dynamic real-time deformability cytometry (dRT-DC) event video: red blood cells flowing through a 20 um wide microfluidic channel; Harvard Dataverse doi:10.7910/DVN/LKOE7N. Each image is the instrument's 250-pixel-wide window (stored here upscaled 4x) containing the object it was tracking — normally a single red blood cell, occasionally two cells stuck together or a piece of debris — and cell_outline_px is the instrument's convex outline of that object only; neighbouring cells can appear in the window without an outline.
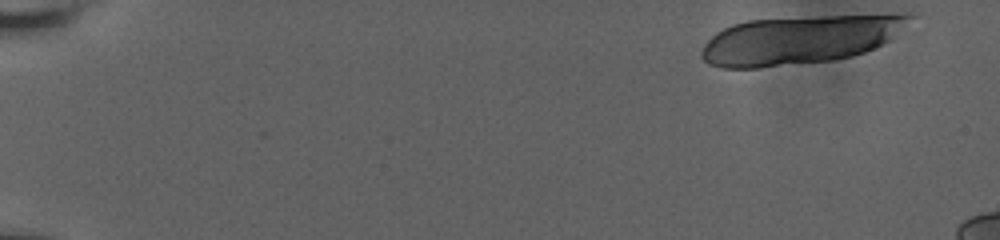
{"species": "human", "species_latin": "Homo sapiens", "temperature_condition": "room temperature", "stored_images_in_passage": 16, "camera_frame_rate_fps": 3000, "um_per_image_px": 0.085, "donor": {"sex": "male"}, "frame": {"image": 1, "passage_image": 1, "time_ms": 0.0, "image_size_px": [1000, 240], "cell_outline_px": [[920, 12], [916, 16], [888, 40], [864, 52], [852, 56], [832, 60], [760, 68], [720, 68], [708, 64], [700, 56], [700, 52], [704, 44], [716, 32], [732, 24], [748, 20], [824, 16], [908, 12]], "centroid_in_image_um": [68.0, 3.36], "position_along_channel_um": 17.0, "area_um2": 59.36}}